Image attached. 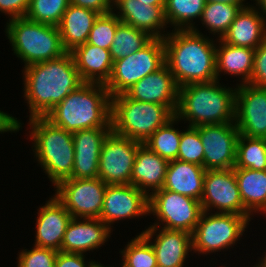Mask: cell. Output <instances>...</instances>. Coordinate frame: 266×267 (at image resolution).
I'll use <instances>...</instances> for the list:
<instances>
[{
  "mask_svg": "<svg viewBox=\"0 0 266 267\" xmlns=\"http://www.w3.org/2000/svg\"><path fill=\"white\" fill-rule=\"evenodd\" d=\"M175 114L166 106L141 102L125 93L111 98V130L142 144Z\"/></svg>",
  "mask_w": 266,
  "mask_h": 267,
  "instance_id": "6",
  "label": "cell"
},
{
  "mask_svg": "<svg viewBox=\"0 0 266 267\" xmlns=\"http://www.w3.org/2000/svg\"><path fill=\"white\" fill-rule=\"evenodd\" d=\"M165 65L163 39L153 38L142 49L115 60L110 79L105 84L111 97L125 93L146 75L158 71Z\"/></svg>",
  "mask_w": 266,
  "mask_h": 267,
  "instance_id": "8",
  "label": "cell"
},
{
  "mask_svg": "<svg viewBox=\"0 0 266 267\" xmlns=\"http://www.w3.org/2000/svg\"><path fill=\"white\" fill-rule=\"evenodd\" d=\"M209 215V216H208ZM249 219L233 213L203 211L192 233L193 251L209 254L230 249L245 232Z\"/></svg>",
  "mask_w": 266,
  "mask_h": 267,
  "instance_id": "9",
  "label": "cell"
},
{
  "mask_svg": "<svg viewBox=\"0 0 266 267\" xmlns=\"http://www.w3.org/2000/svg\"><path fill=\"white\" fill-rule=\"evenodd\" d=\"M249 5L236 15L227 33L221 39L233 45L256 49L266 40V18Z\"/></svg>",
  "mask_w": 266,
  "mask_h": 267,
  "instance_id": "24",
  "label": "cell"
},
{
  "mask_svg": "<svg viewBox=\"0 0 266 267\" xmlns=\"http://www.w3.org/2000/svg\"><path fill=\"white\" fill-rule=\"evenodd\" d=\"M141 144L111 131L102 143L98 177L106 184H130L137 150Z\"/></svg>",
  "mask_w": 266,
  "mask_h": 267,
  "instance_id": "12",
  "label": "cell"
},
{
  "mask_svg": "<svg viewBox=\"0 0 266 267\" xmlns=\"http://www.w3.org/2000/svg\"><path fill=\"white\" fill-rule=\"evenodd\" d=\"M111 96L101 83L84 82L45 117L69 132L111 127Z\"/></svg>",
  "mask_w": 266,
  "mask_h": 267,
  "instance_id": "3",
  "label": "cell"
},
{
  "mask_svg": "<svg viewBox=\"0 0 266 267\" xmlns=\"http://www.w3.org/2000/svg\"><path fill=\"white\" fill-rule=\"evenodd\" d=\"M249 84L266 87V40L255 49L253 72Z\"/></svg>",
  "mask_w": 266,
  "mask_h": 267,
  "instance_id": "40",
  "label": "cell"
},
{
  "mask_svg": "<svg viewBox=\"0 0 266 267\" xmlns=\"http://www.w3.org/2000/svg\"><path fill=\"white\" fill-rule=\"evenodd\" d=\"M69 4L70 0H30L25 17L37 23L58 26Z\"/></svg>",
  "mask_w": 266,
  "mask_h": 267,
  "instance_id": "36",
  "label": "cell"
},
{
  "mask_svg": "<svg viewBox=\"0 0 266 267\" xmlns=\"http://www.w3.org/2000/svg\"><path fill=\"white\" fill-rule=\"evenodd\" d=\"M205 1L206 2H215V3L239 5L242 9L248 6V5L245 6L243 4V2H245V0H205Z\"/></svg>",
  "mask_w": 266,
  "mask_h": 267,
  "instance_id": "45",
  "label": "cell"
},
{
  "mask_svg": "<svg viewBox=\"0 0 266 267\" xmlns=\"http://www.w3.org/2000/svg\"><path fill=\"white\" fill-rule=\"evenodd\" d=\"M159 230L158 227H148L141 232L154 248L157 267H184L189 250L193 249L192 234L183 230ZM154 235L155 243L151 241Z\"/></svg>",
  "mask_w": 266,
  "mask_h": 267,
  "instance_id": "19",
  "label": "cell"
},
{
  "mask_svg": "<svg viewBox=\"0 0 266 267\" xmlns=\"http://www.w3.org/2000/svg\"><path fill=\"white\" fill-rule=\"evenodd\" d=\"M199 135L203 145L205 170L234 168L239 136L234 122L201 125Z\"/></svg>",
  "mask_w": 266,
  "mask_h": 267,
  "instance_id": "14",
  "label": "cell"
},
{
  "mask_svg": "<svg viewBox=\"0 0 266 267\" xmlns=\"http://www.w3.org/2000/svg\"><path fill=\"white\" fill-rule=\"evenodd\" d=\"M256 1V6H259L257 8H259L258 10L261 9L260 12H263V13H260L262 16H265L266 17V0H255Z\"/></svg>",
  "mask_w": 266,
  "mask_h": 267,
  "instance_id": "47",
  "label": "cell"
},
{
  "mask_svg": "<svg viewBox=\"0 0 266 267\" xmlns=\"http://www.w3.org/2000/svg\"><path fill=\"white\" fill-rule=\"evenodd\" d=\"M23 71V91L29 105V119L45 117L71 91L84 83L70 52L24 67Z\"/></svg>",
  "mask_w": 266,
  "mask_h": 267,
  "instance_id": "1",
  "label": "cell"
},
{
  "mask_svg": "<svg viewBox=\"0 0 266 267\" xmlns=\"http://www.w3.org/2000/svg\"><path fill=\"white\" fill-rule=\"evenodd\" d=\"M30 0H0V11L10 16L9 20L25 17Z\"/></svg>",
  "mask_w": 266,
  "mask_h": 267,
  "instance_id": "42",
  "label": "cell"
},
{
  "mask_svg": "<svg viewBox=\"0 0 266 267\" xmlns=\"http://www.w3.org/2000/svg\"><path fill=\"white\" fill-rule=\"evenodd\" d=\"M143 1L144 3H148V5L151 6H159V7H165L166 0H138Z\"/></svg>",
  "mask_w": 266,
  "mask_h": 267,
  "instance_id": "46",
  "label": "cell"
},
{
  "mask_svg": "<svg viewBox=\"0 0 266 267\" xmlns=\"http://www.w3.org/2000/svg\"><path fill=\"white\" fill-rule=\"evenodd\" d=\"M205 172L203 166L171 160L167 166L163 189L201 201Z\"/></svg>",
  "mask_w": 266,
  "mask_h": 267,
  "instance_id": "26",
  "label": "cell"
},
{
  "mask_svg": "<svg viewBox=\"0 0 266 267\" xmlns=\"http://www.w3.org/2000/svg\"><path fill=\"white\" fill-rule=\"evenodd\" d=\"M111 131V127H98L72 133L75 155L72 178L98 177L102 143Z\"/></svg>",
  "mask_w": 266,
  "mask_h": 267,
  "instance_id": "18",
  "label": "cell"
},
{
  "mask_svg": "<svg viewBox=\"0 0 266 267\" xmlns=\"http://www.w3.org/2000/svg\"><path fill=\"white\" fill-rule=\"evenodd\" d=\"M234 168L266 170V138H250L239 134Z\"/></svg>",
  "mask_w": 266,
  "mask_h": 267,
  "instance_id": "32",
  "label": "cell"
},
{
  "mask_svg": "<svg viewBox=\"0 0 266 267\" xmlns=\"http://www.w3.org/2000/svg\"><path fill=\"white\" fill-rule=\"evenodd\" d=\"M149 213V197L132 184H107L99 219L110 229L123 218H136Z\"/></svg>",
  "mask_w": 266,
  "mask_h": 267,
  "instance_id": "16",
  "label": "cell"
},
{
  "mask_svg": "<svg viewBox=\"0 0 266 267\" xmlns=\"http://www.w3.org/2000/svg\"><path fill=\"white\" fill-rule=\"evenodd\" d=\"M163 41L165 64L179 87L217 79L216 45L197 28L174 29Z\"/></svg>",
  "mask_w": 266,
  "mask_h": 267,
  "instance_id": "2",
  "label": "cell"
},
{
  "mask_svg": "<svg viewBox=\"0 0 266 267\" xmlns=\"http://www.w3.org/2000/svg\"><path fill=\"white\" fill-rule=\"evenodd\" d=\"M264 255L265 256L263 258H261V260L253 267H266V254H264Z\"/></svg>",
  "mask_w": 266,
  "mask_h": 267,
  "instance_id": "48",
  "label": "cell"
},
{
  "mask_svg": "<svg viewBox=\"0 0 266 267\" xmlns=\"http://www.w3.org/2000/svg\"><path fill=\"white\" fill-rule=\"evenodd\" d=\"M107 184L99 177L61 181L54 195L75 218H99Z\"/></svg>",
  "mask_w": 266,
  "mask_h": 267,
  "instance_id": "11",
  "label": "cell"
},
{
  "mask_svg": "<svg viewBox=\"0 0 266 267\" xmlns=\"http://www.w3.org/2000/svg\"><path fill=\"white\" fill-rule=\"evenodd\" d=\"M94 267H105V266H103L102 264H100V263L97 262V263L95 264ZM106 267H107V266H106ZM109 267H110V266H109ZM111 267H112V266H111ZM113 267H114V266H113Z\"/></svg>",
  "mask_w": 266,
  "mask_h": 267,
  "instance_id": "49",
  "label": "cell"
},
{
  "mask_svg": "<svg viewBox=\"0 0 266 267\" xmlns=\"http://www.w3.org/2000/svg\"><path fill=\"white\" fill-rule=\"evenodd\" d=\"M121 253L122 267H157L154 248L142 234L131 239Z\"/></svg>",
  "mask_w": 266,
  "mask_h": 267,
  "instance_id": "35",
  "label": "cell"
},
{
  "mask_svg": "<svg viewBox=\"0 0 266 267\" xmlns=\"http://www.w3.org/2000/svg\"><path fill=\"white\" fill-rule=\"evenodd\" d=\"M219 84L216 79L179 87L175 117L190 127L234 122L236 88Z\"/></svg>",
  "mask_w": 266,
  "mask_h": 267,
  "instance_id": "4",
  "label": "cell"
},
{
  "mask_svg": "<svg viewBox=\"0 0 266 267\" xmlns=\"http://www.w3.org/2000/svg\"><path fill=\"white\" fill-rule=\"evenodd\" d=\"M180 121L175 116L164 126L159 127L143 144L162 158L171 161L177 159L181 132L173 127Z\"/></svg>",
  "mask_w": 266,
  "mask_h": 267,
  "instance_id": "33",
  "label": "cell"
},
{
  "mask_svg": "<svg viewBox=\"0 0 266 267\" xmlns=\"http://www.w3.org/2000/svg\"><path fill=\"white\" fill-rule=\"evenodd\" d=\"M240 196L245 209L253 212L266 213V170L233 168Z\"/></svg>",
  "mask_w": 266,
  "mask_h": 267,
  "instance_id": "29",
  "label": "cell"
},
{
  "mask_svg": "<svg viewBox=\"0 0 266 267\" xmlns=\"http://www.w3.org/2000/svg\"><path fill=\"white\" fill-rule=\"evenodd\" d=\"M125 94L133 100L166 105L175 114L179 86L165 64L158 71L140 79Z\"/></svg>",
  "mask_w": 266,
  "mask_h": 267,
  "instance_id": "17",
  "label": "cell"
},
{
  "mask_svg": "<svg viewBox=\"0 0 266 267\" xmlns=\"http://www.w3.org/2000/svg\"><path fill=\"white\" fill-rule=\"evenodd\" d=\"M177 160L204 167V151L198 127H187L181 132Z\"/></svg>",
  "mask_w": 266,
  "mask_h": 267,
  "instance_id": "38",
  "label": "cell"
},
{
  "mask_svg": "<svg viewBox=\"0 0 266 267\" xmlns=\"http://www.w3.org/2000/svg\"><path fill=\"white\" fill-rule=\"evenodd\" d=\"M113 6L119 10L116 16L121 22L146 32L152 38L164 39L166 36V33H161L167 24L165 7L151 6L138 0H114Z\"/></svg>",
  "mask_w": 266,
  "mask_h": 267,
  "instance_id": "22",
  "label": "cell"
},
{
  "mask_svg": "<svg viewBox=\"0 0 266 267\" xmlns=\"http://www.w3.org/2000/svg\"><path fill=\"white\" fill-rule=\"evenodd\" d=\"M100 14L91 9L69 4L57 26L66 52L87 42L94 21Z\"/></svg>",
  "mask_w": 266,
  "mask_h": 267,
  "instance_id": "27",
  "label": "cell"
},
{
  "mask_svg": "<svg viewBox=\"0 0 266 267\" xmlns=\"http://www.w3.org/2000/svg\"><path fill=\"white\" fill-rule=\"evenodd\" d=\"M241 9L239 5L206 2L200 21L213 35H219L220 40Z\"/></svg>",
  "mask_w": 266,
  "mask_h": 267,
  "instance_id": "34",
  "label": "cell"
},
{
  "mask_svg": "<svg viewBox=\"0 0 266 267\" xmlns=\"http://www.w3.org/2000/svg\"><path fill=\"white\" fill-rule=\"evenodd\" d=\"M168 163V160L151 151L146 145L141 144L137 150L130 184L149 197L163 188Z\"/></svg>",
  "mask_w": 266,
  "mask_h": 267,
  "instance_id": "23",
  "label": "cell"
},
{
  "mask_svg": "<svg viewBox=\"0 0 266 267\" xmlns=\"http://www.w3.org/2000/svg\"><path fill=\"white\" fill-rule=\"evenodd\" d=\"M58 251L34 246L33 249H23L18 255V267H55Z\"/></svg>",
  "mask_w": 266,
  "mask_h": 267,
  "instance_id": "39",
  "label": "cell"
},
{
  "mask_svg": "<svg viewBox=\"0 0 266 267\" xmlns=\"http://www.w3.org/2000/svg\"><path fill=\"white\" fill-rule=\"evenodd\" d=\"M85 255L82 253H65L59 251L56 256L55 267H94L96 262L85 263Z\"/></svg>",
  "mask_w": 266,
  "mask_h": 267,
  "instance_id": "41",
  "label": "cell"
},
{
  "mask_svg": "<svg viewBox=\"0 0 266 267\" xmlns=\"http://www.w3.org/2000/svg\"><path fill=\"white\" fill-rule=\"evenodd\" d=\"M84 82L106 84L113 70L110 50L84 43L70 52Z\"/></svg>",
  "mask_w": 266,
  "mask_h": 267,
  "instance_id": "25",
  "label": "cell"
},
{
  "mask_svg": "<svg viewBox=\"0 0 266 267\" xmlns=\"http://www.w3.org/2000/svg\"><path fill=\"white\" fill-rule=\"evenodd\" d=\"M234 123L239 134L266 138V87L237 85Z\"/></svg>",
  "mask_w": 266,
  "mask_h": 267,
  "instance_id": "15",
  "label": "cell"
},
{
  "mask_svg": "<svg viewBox=\"0 0 266 267\" xmlns=\"http://www.w3.org/2000/svg\"><path fill=\"white\" fill-rule=\"evenodd\" d=\"M153 38L146 32L121 22L115 31L110 55L115 60L124 58L146 46Z\"/></svg>",
  "mask_w": 266,
  "mask_h": 267,
  "instance_id": "31",
  "label": "cell"
},
{
  "mask_svg": "<svg viewBox=\"0 0 266 267\" xmlns=\"http://www.w3.org/2000/svg\"><path fill=\"white\" fill-rule=\"evenodd\" d=\"M216 44V75L219 80L221 72L241 77L242 84L250 83L254 66L255 49L233 46L223 42Z\"/></svg>",
  "mask_w": 266,
  "mask_h": 267,
  "instance_id": "28",
  "label": "cell"
},
{
  "mask_svg": "<svg viewBox=\"0 0 266 267\" xmlns=\"http://www.w3.org/2000/svg\"><path fill=\"white\" fill-rule=\"evenodd\" d=\"M29 123L35 157L54 187L72 178L75 158L72 132L54 125L46 117L30 118Z\"/></svg>",
  "mask_w": 266,
  "mask_h": 267,
  "instance_id": "5",
  "label": "cell"
},
{
  "mask_svg": "<svg viewBox=\"0 0 266 267\" xmlns=\"http://www.w3.org/2000/svg\"><path fill=\"white\" fill-rule=\"evenodd\" d=\"M5 32L14 54L25 63V67L66 53L57 26L19 17L7 22Z\"/></svg>",
  "mask_w": 266,
  "mask_h": 267,
  "instance_id": "7",
  "label": "cell"
},
{
  "mask_svg": "<svg viewBox=\"0 0 266 267\" xmlns=\"http://www.w3.org/2000/svg\"><path fill=\"white\" fill-rule=\"evenodd\" d=\"M200 202L205 212L214 207L219 213H233L251 220V214L243 205L233 168L206 170Z\"/></svg>",
  "mask_w": 266,
  "mask_h": 267,
  "instance_id": "13",
  "label": "cell"
},
{
  "mask_svg": "<svg viewBox=\"0 0 266 267\" xmlns=\"http://www.w3.org/2000/svg\"><path fill=\"white\" fill-rule=\"evenodd\" d=\"M110 233L111 229L99 218L72 217L66 227L60 251L84 254L98 249L107 241Z\"/></svg>",
  "mask_w": 266,
  "mask_h": 267,
  "instance_id": "20",
  "label": "cell"
},
{
  "mask_svg": "<svg viewBox=\"0 0 266 267\" xmlns=\"http://www.w3.org/2000/svg\"><path fill=\"white\" fill-rule=\"evenodd\" d=\"M70 4L91 9L100 15L113 12V0H70Z\"/></svg>",
  "mask_w": 266,
  "mask_h": 267,
  "instance_id": "43",
  "label": "cell"
},
{
  "mask_svg": "<svg viewBox=\"0 0 266 267\" xmlns=\"http://www.w3.org/2000/svg\"><path fill=\"white\" fill-rule=\"evenodd\" d=\"M205 0H166L165 18L175 30L193 29L194 19L202 16Z\"/></svg>",
  "mask_w": 266,
  "mask_h": 267,
  "instance_id": "30",
  "label": "cell"
},
{
  "mask_svg": "<svg viewBox=\"0 0 266 267\" xmlns=\"http://www.w3.org/2000/svg\"><path fill=\"white\" fill-rule=\"evenodd\" d=\"M39 208L38 217L36 218V240L34 246L59 252L66 227L72 216L55 196Z\"/></svg>",
  "mask_w": 266,
  "mask_h": 267,
  "instance_id": "21",
  "label": "cell"
},
{
  "mask_svg": "<svg viewBox=\"0 0 266 267\" xmlns=\"http://www.w3.org/2000/svg\"><path fill=\"white\" fill-rule=\"evenodd\" d=\"M114 12L98 16L94 21L87 43L110 50L117 26L121 23Z\"/></svg>",
  "mask_w": 266,
  "mask_h": 267,
  "instance_id": "37",
  "label": "cell"
},
{
  "mask_svg": "<svg viewBox=\"0 0 266 267\" xmlns=\"http://www.w3.org/2000/svg\"><path fill=\"white\" fill-rule=\"evenodd\" d=\"M20 121L12 117L10 114L0 110V133L4 132H17L21 128Z\"/></svg>",
  "mask_w": 266,
  "mask_h": 267,
  "instance_id": "44",
  "label": "cell"
},
{
  "mask_svg": "<svg viewBox=\"0 0 266 267\" xmlns=\"http://www.w3.org/2000/svg\"><path fill=\"white\" fill-rule=\"evenodd\" d=\"M202 213L200 201L170 190L162 188L149 196V214L159 221L150 227H160L162 222L161 228L192 234Z\"/></svg>",
  "mask_w": 266,
  "mask_h": 267,
  "instance_id": "10",
  "label": "cell"
}]
</instances>
